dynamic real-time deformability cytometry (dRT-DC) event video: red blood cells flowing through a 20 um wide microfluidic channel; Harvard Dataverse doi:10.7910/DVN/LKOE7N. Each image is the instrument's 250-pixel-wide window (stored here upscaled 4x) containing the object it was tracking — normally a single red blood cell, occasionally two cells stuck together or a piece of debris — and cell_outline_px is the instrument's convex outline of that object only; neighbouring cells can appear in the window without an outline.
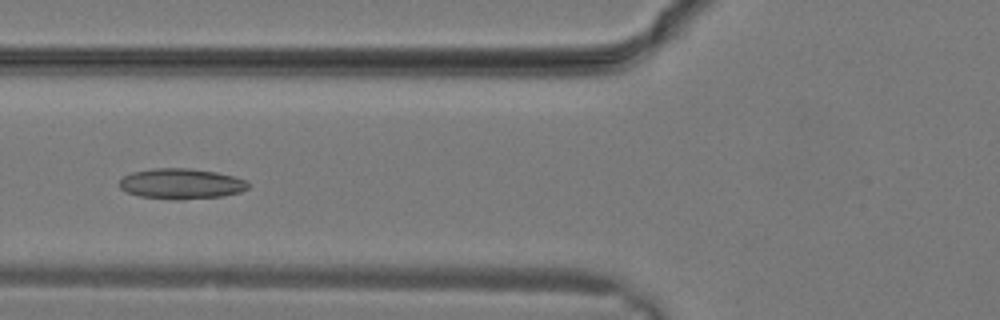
{"species": "common noctule bat (a hibernating species)", "species_latin": "Nyctalus noctula", "temperature_condition": "warm", "stored_images_in_passage": 9, "camera_frame_rate_fps": 3000, "um_per_image_px": 0.085, "animal": {"sex": "male", "body_mass_g": 19.2, "forearm_length_mm": 51.8}, "frame": {"image": 1, "passage_image": 6, "time_ms": 1.667, "image_size_px": [1000, 320], "cell_outline_px": [[248, 188], [240, 192], [224, 196], [180, 200], [176, 200], [140, 196], [128, 192], [120, 188], [120, 180], [124, 176], [132, 172], [152, 168], [188, 168], [216, 172], [248, 180]], "centroid_in_image_um": [15.42, 15.62], "position_along_channel_um": 110.4, "area_um2": 22.89}}
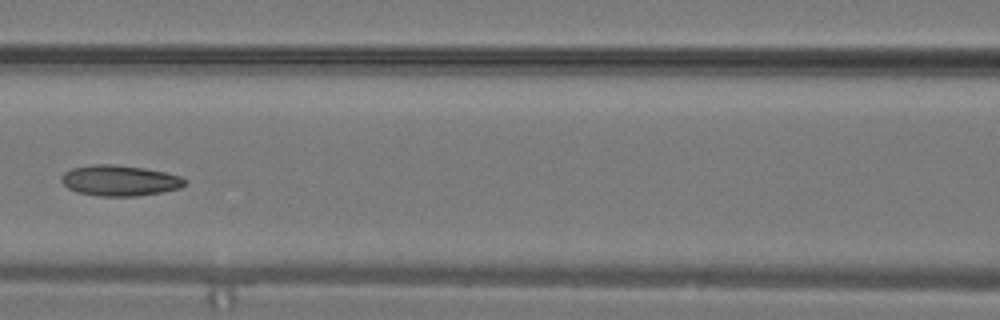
{"frame": {"image": 2, "passage_image": 8, "time_ms": 2.333, "image_size_px": [1000, 320], "cell_outline_px": [[188, 180], [180, 188], [164, 192], [136, 196], [100, 196], [76, 192], [68, 188], [60, 180], [60, 176], [64, 172], [72, 168], [92, 164], [112, 164], [144, 168], [164, 172], [180, 176]], "centroid_in_image_um": [10.16, 15.34], "position_along_channel_um": 156.4, "area_um2": 22.2}}